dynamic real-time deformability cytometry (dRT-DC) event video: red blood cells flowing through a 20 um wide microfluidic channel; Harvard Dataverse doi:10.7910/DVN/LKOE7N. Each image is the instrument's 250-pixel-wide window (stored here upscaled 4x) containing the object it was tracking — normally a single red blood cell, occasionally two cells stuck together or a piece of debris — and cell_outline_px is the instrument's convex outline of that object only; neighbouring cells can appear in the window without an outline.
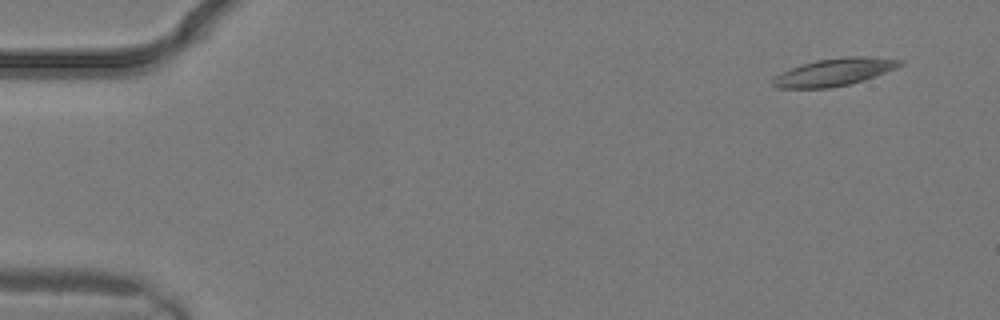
{"species": "common noctule bat (a hibernating species)", "species_latin": "Nyctalus noctula", "temperature_condition": "warm", "stored_images_in_passage": 2, "camera_frame_rate_fps": 3000, "um_per_image_px": 0.085, "animal": {"sex": "male", "body_mass_g": 19.2, "forearm_length_mm": 51.8}, "frame": {"image": 1, "passage_image": 1, "time_ms": 0.0, "image_size_px": [1000, 320], "cell_outline_px": [[904, 64], [896, 68], [864, 80], [852, 84], [828, 88], [776, 88], [772, 84], [772, 80], [780, 72], [816, 60], [844, 56], [864, 56], [904, 60]], "centroid_in_image_um": [70.93, 6.13], "position_along_channel_um": 14.1, "area_um2": 20.35}}
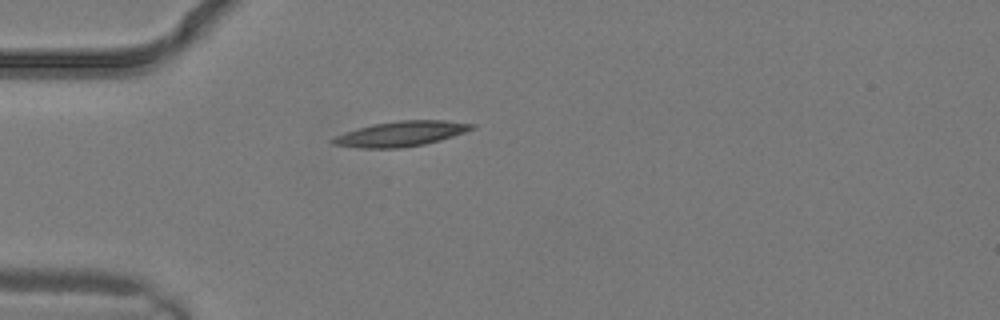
{"frame": {"image": 2, "passage_image": 2, "time_ms": 0.333, "image_size_px": [1000, 320], "cell_outline_px": [[476, 128], [440, 140], [424, 144], [404, 148], [360, 148], [332, 144], [328, 140], [344, 132], [372, 124], [400, 120], [444, 120], [476, 124]], "centroid_in_image_um": [34.07, 11.37], "position_along_channel_um": 50.9, "area_um2": 20.4}}